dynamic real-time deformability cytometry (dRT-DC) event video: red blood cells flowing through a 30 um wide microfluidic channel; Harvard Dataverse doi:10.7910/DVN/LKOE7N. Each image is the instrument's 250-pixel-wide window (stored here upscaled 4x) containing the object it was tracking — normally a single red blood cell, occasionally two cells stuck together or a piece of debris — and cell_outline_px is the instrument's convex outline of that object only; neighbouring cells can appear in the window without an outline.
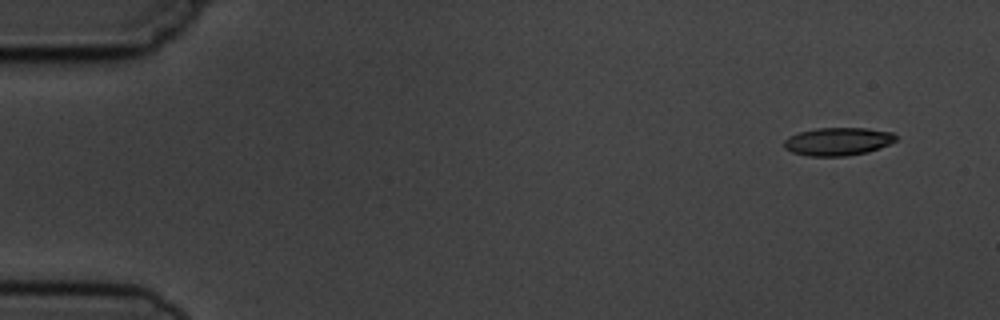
{"species": "common noctule bat (a hibernating species)", "species_latin": "Nyctalus noctula", "temperature_condition": "cold", "stored_images_in_passage": 5, "segment_of_instrument_passage": [2, 2], "camera_frame_rate_fps": 3000, "um_per_image_px": 0.085, "animal": {"sex": "male", "body_mass_g": 19.5, "forearm_length_mm": 54.6}, "frame": {"image": 1, "passage_image": 5, "time_ms": 5.667, "image_size_px": [1000, 320], "cell_outline_px": [[896, 140], [880, 148], [868, 152], [848, 156], [808, 156], [792, 152], [784, 148], [784, 140], [788, 136], [800, 132], [816, 128], [868, 128], [892, 132], [896, 136]], "centroid_in_image_um": [71.21, 12.03], "position_along_channel_um": 13.8, "area_um2": 18.32}}